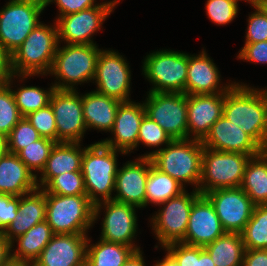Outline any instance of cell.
Listing matches in <instances>:
<instances>
[{"mask_svg":"<svg viewBox=\"0 0 267 266\" xmlns=\"http://www.w3.org/2000/svg\"><path fill=\"white\" fill-rule=\"evenodd\" d=\"M223 115L266 150L267 105L260 90L234 82L224 93Z\"/></svg>","mask_w":267,"mask_h":266,"instance_id":"cell-1","label":"cell"},{"mask_svg":"<svg viewBox=\"0 0 267 266\" xmlns=\"http://www.w3.org/2000/svg\"><path fill=\"white\" fill-rule=\"evenodd\" d=\"M238 0H207L206 13L209 19L218 25H225L238 14Z\"/></svg>","mask_w":267,"mask_h":266,"instance_id":"cell-41","label":"cell"},{"mask_svg":"<svg viewBox=\"0 0 267 266\" xmlns=\"http://www.w3.org/2000/svg\"><path fill=\"white\" fill-rule=\"evenodd\" d=\"M224 230L213 205L201 195L190 211L185 238L181 243L205 247L224 235Z\"/></svg>","mask_w":267,"mask_h":266,"instance_id":"cell-19","label":"cell"},{"mask_svg":"<svg viewBox=\"0 0 267 266\" xmlns=\"http://www.w3.org/2000/svg\"><path fill=\"white\" fill-rule=\"evenodd\" d=\"M11 261V243L0 232V266H6Z\"/></svg>","mask_w":267,"mask_h":266,"instance_id":"cell-49","label":"cell"},{"mask_svg":"<svg viewBox=\"0 0 267 266\" xmlns=\"http://www.w3.org/2000/svg\"><path fill=\"white\" fill-rule=\"evenodd\" d=\"M54 235L46 221L36 224L25 234L14 239L19 247L11 254V260L32 265Z\"/></svg>","mask_w":267,"mask_h":266,"instance_id":"cell-28","label":"cell"},{"mask_svg":"<svg viewBox=\"0 0 267 266\" xmlns=\"http://www.w3.org/2000/svg\"><path fill=\"white\" fill-rule=\"evenodd\" d=\"M7 152V137L0 134V156L5 155Z\"/></svg>","mask_w":267,"mask_h":266,"instance_id":"cell-53","label":"cell"},{"mask_svg":"<svg viewBox=\"0 0 267 266\" xmlns=\"http://www.w3.org/2000/svg\"><path fill=\"white\" fill-rule=\"evenodd\" d=\"M203 150L201 140L174 139L165 148L143 154V157H150L157 169L181 185L190 183L199 191Z\"/></svg>","mask_w":267,"mask_h":266,"instance_id":"cell-2","label":"cell"},{"mask_svg":"<svg viewBox=\"0 0 267 266\" xmlns=\"http://www.w3.org/2000/svg\"><path fill=\"white\" fill-rule=\"evenodd\" d=\"M223 106L224 93L187 95L188 138L202 141L223 115Z\"/></svg>","mask_w":267,"mask_h":266,"instance_id":"cell-20","label":"cell"},{"mask_svg":"<svg viewBox=\"0 0 267 266\" xmlns=\"http://www.w3.org/2000/svg\"><path fill=\"white\" fill-rule=\"evenodd\" d=\"M13 1L32 2L38 5H42L46 8V4L48 0H13Z\"/></svg>","mask_w":267,"mask_h":266,"instance_id":"cell-54","label":"cell"},{"mask_svg":"<svg viewBox=\"0 0 267 266\" xmlns=\"http://www.w3.org/2000/svg\"><path fill=\"white\" fill-rule=\"evenodd\" d=\"M251 157L249 154L218 151L204 147L199 183L201 195L219 188L240 187L246 165Z\"/></svg>","mask_w":267,"mask_h":266,"instance_id":"cell-7","label":"cell"},{"mask_svg":"<svg viewBox=\"0 0 267 266\" xmlns=\"http://www.w3.org/2000/svg\"><path fill=\"white\" fill-rule=\"evenodd\" d=\"M44 6L10 0L0 10V43L12 54L40 23Z\"/></svg>","mask_w":267,"mask_h":266,"instance_id":"cell-11","label":"cell"},{"mask_svg":"<svg viewBox=\"0 0 267 266\" xmlns=\"http://www.w3.org/2000/svg\"><path fill=\"white\" fill-rule=\"evenodd\" d=\"M90 242L88 239L85 266H122L135 252L132 247L121 243L102 239L93 245Z\"/></svg>","mask_w":267,"mask_h":266,"instance_id":"cell-31","label":"cell"},{"mask_svg":"<svg viewBox=\"0 0 267 266\" xmlns=\"http://www.w3.org/2000/svg\"><path fill=\"white\" fill-rule=\"evenodd\" d=\"M106 211L102 222L100 239L107 242L121 243L139 251L140 247L133 243L137 229L136 206L108 200L94 205V223L103 206ZM134 244V245H133Z\"/></svg>","mask_w":267,"mask_h":266,"instance_id":"cell-15","label":"cell"},{"mask_svg":"<svg viewBox=\"0 0 267 266\" xmlns=\"http://www.w3.org/2000/svg\"><path fill=\"white\" fill-rule=\"evenodd\" d=\"M84 149L85 147L80 148V143H56L41 171L40 181L36 179L37 187L43 189L55 176L60 174L81 171Z\"/></svg>","mask_w":267,"mask_h":266,"instance_id":"cell-26","label":"cell"},{"mask_svg":"<svg viewBox=\"0 0 267 266\" xmlns=\"http://www.w3.org/2000/svg\"><path fill=\"white\" fill-rule=\"evenodd\" d=\"M50 105L55 116L57 143H81L87 130L83 117L82 96L76 90L55 89Z\"/></svg>","mask_w":267,"mask_h":266,"instance_id":"cell-13","label":"cell"},{"mask_svg":"<svg viewBox=\"0 0 267 266\" xmlns=\"http://www.w3.org/2000/svg\"><path fill=\"white\" fill-rule=\"evenodd\" d=\"M55 89L53 84L49 90H43L36 86H22L17 91L11 89V92L19 113L22 117H26L28 114L48 106Z\"/></svg>","mask_w":267,"mask_h":266,"instance_id":"cell-34","label":"cell"},{"mask_svg":"<svg viewBox=\"0 0 267 266\" xmlns=\"http://www.w3.org/2000/svg\"><path fill=\"white\" fill-rule=\"evenodd\" d=\"M12 78L0 86V134L8 136L13 127L22 119L11 92Z\"/></svg>","mask_w":267,"mask_h":266,"instance_id":"cell-37","label":"cell"},{"mask_svg":"<svg viewBox=\"0 0 267 266\" xmlns=\"http://www.w3.org/2000/svg\"><path fill=\"white\" fill-rule=\"evenodd\" d=\"M204 196L213 205L226 232L243 231L252 216L255 204L241 187L219 188L205 193Z\"/></svg>","mask_w":267,"mask_h":266,"instance_id":"cell-14","label":"cell"},{"mask_svg":"<svg viewBox=\"0 0 267 266\" xmlns=\"http://www.w3.org/2000/svg\"><path fill=\"white\" fill-rule=\"evenodd\" d=\"M119 1L102 2L92 8L58 17V42L60 43L61 39L67 44H95L91 40L93 34L101 29L103 22Z\"/></svg>","mask_w":267,"mask_h":266,"instance_id":"cell-12","label":"cell"},{"mask_svg":"<svg viewBox=\"0 0 267 266\" xmlns=\"http://www.w3.org/2000/svg\"><path fill=\"white\" fill-rule=\"evenodd\" d=\"M199 266H215L211 256L204 250V247H199Z\"/></svg>","mask_w":267,"mask_h":266,"instance_id":"cell-51","label":"cell"},{"mask_svg":"<svg viewBox=\"0 0 267 266\" xmlns=\"http://www.w3.org/2000/svg\"><path fill=\"white\" fill-rule=\"evenodd\" d=\"M243 266H267V249H246Z\"/></svg>","mask_w":267,"mask_h":266,"instance_id":"cell-48","label":"cell"},{"mask_svg":"<svg viewBox=\"0 0 267 266\" xmlns=\"http://www.w3.org/2000/svg\"><path fill=\"white\" fill-rule=\"evenodd\" d=\"M241 236L245 249H267V204L255 205Z\"/></svg>","mask_w":267,"mask_h":266,"instance_id":"cell-33","label":"cell"},{"mask_svg":"<svg viewBox=\"0 0 267 266\" xmlns=\"http://www.w3.org/2000/svg\"><path fill=\"white\" fill-rule=\"evenodd\" d=\"M128 64L118 52L101 50L94 78L98 88L95 91L121 102L131 101L129 99L131 71Z\"/></svg>","mask_w":267,"mask_h":266,"instance_id":"cell-16","label":"cell"},{"mask_svg":"<svg viewBox=\"0 0 267 266\" xmlns=\"http://www.w3.org/2000/svg\"><path fill=\"white\" fill-rule=\"evenodd\" d=\"M144 107L146 115L174 139H188L187 95L185 93L149 92Z\"/></svg>","mask_w":267,"mask_h":266,"instance_id":"cell-10","label":"cell"},{"mask_svg":"<svg viewBox=\"0 0 267 266\" xmlns=\"http://www.w3.org/2000/svg\"><path fill=\"white\" fill-rule=\"evenodd\" d=\"M6 266H31V265L30 264H27V263H19V262H13V261H11Z\"/></svg>","mask_w":267,"mask_h":266,"instance_id":"cell-56","label":"cell"},{"mask_svg":"<svg viewBox=\"0 0 267 266\" xmlns=\"http://www.w3.org/2000/svg\"><path fill=\"white\" fill-rule=\"evenodd\" d=\"M240 187L255 205L267 204V152L265 150L250 158Z\"/></svg>","mask_w":267,"mask_h":266,"instance_id":"cell-29","label":"cell"},{"mask_svg":"<svg viewBox=\"0 0 267 266\" xmlns=\"http://www.w3.org/2000/svg\"><path fill=\"white\" fill-rule=\"evenodd\" d=\"M19 196L0 193V232H4L18 213Z\"/></svg>","mask_w":267,"mask_h":266,"instance_id":"cell-44","label":"cell"},{"mask_svg":"<svg viewBox=\"0 0 267 266\" xmlns=\"http://www.w3.org/2000/svg\"><path fill=\"white\" fill-rule=\"evenodd\" d=\"M185 186L157 169L150 158V170L146 182V206L159 205L185 191Z\"/></svg>","mask_w":267,"mask_h":266,"instance_id":"cell-32","label":"cell"},{"mask_svg":"<svg viewBox=\"0 0 267 266\" xmlns=\"http://www.w3.org/2000/svg\"><path fill=\"white\" fill-rule=\"evenodd\" d=\"M46 219V194L42 188H36L27 194L19 196L18 213L3 235L11 243L14 239L25 234L31 227Z\"/></svg>","mask_w":267,"mask_h":266,"instance_id":"cell-24","label":"cell"},{"mask_svg":"<svg viewBox=\"0 0 267 266\" xmlns=\"http://www.w3.org/2000/svg\"><path fill=\"white\" fill-rule=\"evenodd\" d=\"M219 70L205 50L199 55L188 54L186 95L226 93L233 83L220 85ZM221 87V88H220Z\"/></svg>","mask_w":267,"mask_h":266,"instance_id":"cell-23","label":"cell"},{"mask_svg":"<svg viewBox=\"0 0 267 266\" xmlns=\"http://www.w3.org/2000/svg\"><path fill=\"white\" fill-rule=\"evenodd\" d=\"M244 1H248V3H251L252 5L258 4V2L260 0H244Z\"/></svg>","mask_w":267,"mask_h":266,"instance_id":"cell-58","label":"cell"},{"mask_svg":"<svg viewBox=\"0 0 267 266\" xmlns=\"http://www.w3.org/2000/svg\"><path fill=\"white\" fill-rule=\"evenodd\" d=\"M39 23L24 42L11 54L13 74L27 78L47 75L52 67L58 42V28Z\"/></svg>","mask_w":267,"mask_h":266,"instance_id":"cell-3","label":"cell"},{"mask_svg":"<svg viewBox=\"0 0 267 266\" xmlns=\"http://www.w3.org/2000/svg\"><path fill=\"white\" fill-rule=\"evenodd\" d=\"M200 196L199 191L193 189L189 194L185 190L159 204L164 207L155 216H152L151 225L161 247L164 248L172 243H181L184 240L191 208Z\"/></svg>","mask_w":267,"mask_h":266,"instance_id":"cell-9","label":"cell"},{"mask_svg":"<svg viewBox=\"0 0 267 266\" xmlns=\"http://www.w3.org/2000/svg\"><path fill=\"white\" fill-rule=\"evenodd\" d=\"M173 139L162 127L145 115L140 123L137 146L139 143L147 147H159L168 145Z\"/></svg>","mask_w":267,"mask_h":266,"instance_id":"cell-40","label":"cell"},{"mask_svg":"<svg viewBox=\"0 0 267 266\" xmlns=\"http://www.w3.org/2000/svg\"><path fill=\"white\" fill-rule=\"evenodd\" d=\"M258 5L263 9V11L267 14V0H260Z\"/></svg>","mask_w":267,"mask_h":266,"instance_id":"cell-55","label":"cell"},{"mask_svg":"<svg viewBox=\"0 0 267 266\" xmlns=\"http://www.w3.org/2000/svg\"><path fill=\"white\" fill-rule=\"evenodd\" d=\"M100 52L101 49L96 44H67L62 48L58 45L48 73L55 75L59 80L54 83L55 88L74 91L76 84L94 81Z\"/></svg>","mask_w":267,"mask_h":266,"instance_id":"cell-5","label":"cell"},{"mask_svg":"<svg viewBox=\"0 0 267 266\" xmlns=\"http://www.w3.org/2000/svg\"><path fill=\"white\" fill-rule=\"evenodd\" d=\"M54 234H86L94 223V204L87 195L46 194V219Z\"/></svg>","mask_w":267,"mask_h":266,"instance_id":"cell-6","label":"cell"},{"mask_svg":"<svg viewBox=\"0 0 267 266\" xmlns=\"http://www.w3.org/2000/svg\"><path fill=\"white\" fill-rule=\"evenodd\" d=\"M41 136L38 131L22 117V119L13 127L7 136V149L9 153L18 154L30 143L39 140Z\"/></svg>","mask_w":267,"mask_h":266,"instance_id":"cell-38","label":"cell"},{"mask_svg":"<svg viewBox=\"0 0 267 266\" xmlns=\"http://www.w3.org/2000/svg\"><path fill=\"white\" fill-rule=\"evenodd\" d=\"M37 174H33L17 154L0 156V193L21 196L37 188Z\"/></svg>","mask_w":267,"mask_h":266,"instance_id":"cell-25","label":"cell"},{"mask_svg":"<svg viewBox=\"0 0 267 266\" xmlns=\"http://www.w3.org/2000/svg\"><path fill=\"white\" fill-rule=\"evenodd\" d=\"M87 234H55L31 266H85Z\"/></svg>","mask_w":267,"mask_h":266,"instance_id":"cell-17","label":"cell"},{"mask_svg":"<svg viewBox=\"0 0 267 266\" xmlns=\"http://www.w3.org/2000/svg\"><path fill=\"white\" fill-rule=\"evenodd\" d=\"M255 12L249 16L245 43L267 41V14L258 5H252Z\"/></svg>","mask_w":267,"mask_h":266,"instance_id":"cell-42","label":"cell"},{"mask_svg":"<svg viewBox=\"0 0 267 266\" xmlns=\"http://www.w3.org/2000/svg\"><path fill=\"white\" fill-rule=\"evenodd\" d=\"M237 57L247 62L267 63V41L245 43Z\"/></svg>","mask_w":267,"mask_h":266,"instance_id":"cell-45","label":"cell"},{"mask_svg":"<svg viewBox=\"0 0 267 266\" xmlns=\"http://www.w3.org/2000/svg\"><path fill=\"white\" fill-rule=\"evenodd\" d=\"M215 266H243L245 246L241 233H229L204 247Z\"/></svg>","mask_w":267,"mask_h":266,"instance_id":"cell-30","label":"cell"},{"mask_svg":"<svg viewBox=\"0 0 267 266\" xmlns=\"http://www.w3.org/2000/svg\"><path fill=\"white\" fill-rule=\"evenodd\" d=\"M121 101L91 91L82 95L83 117L87 129L110 132Z\"/></svg>","mask_w":267,"mask_h":266,"instance_id":"cell-27","label":"cell"},{"mask_svg":"<svg viewBox=\"0 0 267 266\" xmlns=\"http://www.w3.org/2000/svg\"><path fill=\"white\" fill-rule=\"evenodd\" d=\"M259 90H260L262 96L264 97V100H265L266 105H267V89L265 88V90L264 89L263 90L259 89Z\"/></svg>","mask_w":267,"mask_h":266,"instance_id":"cell-57","label":"cell"},{"mask_svg":"<svg viewBox=\"0 0 267 266\" xmlns=\"http://www.w3.org/2000/svg\"><path fill=\"white\" fill-rule=\"evenodd\" d=\"M56 143L54 140L41 137L23 148L17 155L33 174V171L41 172Z\"/></svg>","mask_w":267,"mask_h":266,"instance_id":"cell-35","label":"cell"},{"mask_svg":"<svg viewBox=\"0 0 267 266\" xmlns=\"http://www.w3.org/2000/svg\"><path fill=\"white\" fill-rule=\"evenodd\" d=\"M145 115L144 104L133 101L121 102L111 130L114 137L101 142L122 154L131 153V150L137 147L139 127Z\"/></svg>","mask_w":267,"mask_h":266,"instance_id":"cell-21","label":"cell"},{"mask_svg":"<svg viewBox=\"0 0 267 266\" xmlns=\"http://www.w3.org/2000/svg\"><path fill=\"white\" fill-rule=\"evenodd\" d=\"M205 148L212 150L259 155L263 149L242 129L222 115L202 140Z\"/></svg>","mask_w":267,"mask_h":266,"instance_id":"cell-22","label":"cell"},{"mask_svg":"<svg viewBox=\"0 0 267 266\" xmlns=\"http://www.w3.org/2000/svg\"><path fill=\"white\" fill-rule=\"evenodd\" d=\"M52 2H55L58 7L60 12L58 17L77 13L98 5L95 0H48L46 7Z\"/></svg>","mask_w":267,"mask_h":266,"instance_id":"cell-46","label":"cell"},{"mask_svg":"<svg viewBox=\"0 0 267 266\" xmlns=\"http://www.w3.org/2000/svg\"><path fill=\"white\" fill-rule=\"evenodd\" d=\"M117 152L101 141L84 149L81 171L85 182L86 194L95 205L101 201L113 200L115 177L118 172ZM97 195H100L98 198Z\"/></svg>","mask_w":267,"mask_h":266,"instance_id":"cell-4","label":"cell"},{"mask_svg":"<svg viewBox=\"0 0 267 266\" xmlns=\"http://www.w3.org/2000/svg\"><path fill=\"white\" fill-rule=\"evenodd\" d=\"M14 77L16 75L11 67V54L0 43V86L7 84Z\"/></svg>","mask_w":267,"mask_h":266,"instance_id":"cell-47","label":"cell"},{"mask_svg":"<svg viewBox=\"0 0 267 266\" xmlns=\"http://www.w3.org/2000/svg\"><path fill=\"white\" fill-rule=\"evenodd\" d=\"M180 266H199V247L172 243L164 247Z\"/></svg>","mask_w":267,"mask_h":266,"instance_id":"cell-43","label":"cell"},{"mask_svg":"<svg viewBox=\"0 0 267 266\" xmlns=\"http://www.w3.org/2000/svg\"><path fill=\"white\" fill-rule=\"evenodd\" d=\"M154 266H180L178 262L167 252L165 255V258L161 260L160 262L157 261V263Z\"/></svg>","mask_w":267,"mask_h":266,"instance_id":"cell-52","label":"cell"},{"mask_svg":"<svg viewBox=\"0 0 267 266\" xmlns=\"http://www.w3.org/2000/svg\"><path fill=\"white\" fill-rule=\"evenodd\" d=\"M143 74L154 87L149 92L185 93L188 54L160 50L148 54L142 66Z\"/></svg>","mask_w":267,"mask_h":266,"instance_id":"cell-8","label":"cell"},{"mask_svg":"<svg viewBox=\"0 0 267 266\" xmlns=\"http://www.w3.org/2000/svg\"><path fill=\"white\" fill-rule=\"evenodd\" d=\"M122 266H145L142 251H135Z\"/></svg>","mask_w":267,"mask_h":266,"instance_id":"cell-50","label":"cell"},{"mask_svg":"<svg viewBox=\"0 0 267 266\" xmlns=\"http://www.w3.org/2000/svg\"><path fill=\"white\" fill-rule=\"evenodd\" d=\"M150 170V157H139L137 161H128L118 169L115 177L117 194L113 200L136 206L146 207V182Z\"/></svg>","mask_w":267,"mask_h":266,"instance_id":"cell-18","label":"cell"},{"mask_svg":"<svg viewBox=\"0 0 267 266\" xmlns=\"http://www.w3.org/2000/svg\"><path fill=\"white\" fill-rule=\"evenodd\" d=\"M43 190L45 194L87 195L82 171L66 172L55 176Z\"/></svg>","mask_w":267,"mask_h":266,"instance_id":"cell-36","label":"cell"},{"mask_svg":"<svg viewBox=\"0 0 267 266\" xmlns=\"http://www.w3.org/2000/svg\"><path fill=\"white\" fill-rule=\"evenodd\" d=\"M39 135L57 142V128L51 105L41 108L25 117Z\"/></svg>","mask_w":267,"mask_h":266,"instance_id":"cell-39","label":"cell"}]
</instances>
